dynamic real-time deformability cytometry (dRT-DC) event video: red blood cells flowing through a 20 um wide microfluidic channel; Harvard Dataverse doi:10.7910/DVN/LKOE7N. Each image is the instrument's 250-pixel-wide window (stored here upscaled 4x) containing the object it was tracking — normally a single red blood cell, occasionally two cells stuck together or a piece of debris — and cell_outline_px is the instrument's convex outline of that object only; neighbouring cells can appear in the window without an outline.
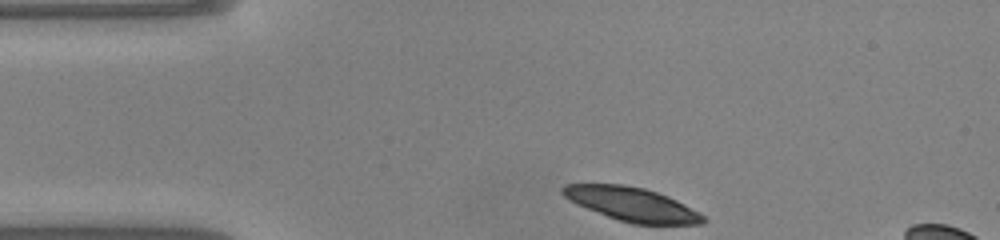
{"species": "common noctule bat (a hibernating species)", "species_latin": "Nyctalus noctula", "temperature_condition": "warm", "stored_images_in_passage": 39, "camera_frame_rate_fps": 3000, "um_per_image_px": 0.085, "animal": {"sex": "male", "body_mass_g": 20.0, "forearm_length_mm": 53.3}, "frame": {"image": 1, "passage_image": 1, "time_ms": 0.0, "image_size_px": [1000, 240], "cell_outline_px": [[708, 220], [704, 224], [632, 224], [616, 220], [568, 200], [560, 192], [560, 188], [564, 184], [624, 184], [644, 188], [668, 196], [700, 212]], "centroid_in_image_um": [53.72, 17.36], "position_along_channel_um": 31.3, "area_um2": 27.8}}